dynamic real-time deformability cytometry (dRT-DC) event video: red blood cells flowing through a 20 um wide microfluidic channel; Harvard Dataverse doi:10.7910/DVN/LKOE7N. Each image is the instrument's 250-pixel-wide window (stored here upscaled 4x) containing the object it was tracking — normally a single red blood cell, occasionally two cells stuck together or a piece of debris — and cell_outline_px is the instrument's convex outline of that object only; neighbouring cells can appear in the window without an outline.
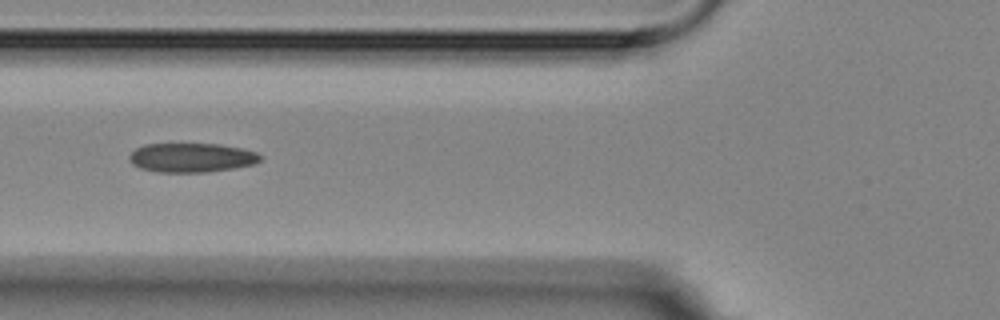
{"species": "Egyptian fruit bat (a non-hibernating species)", "species_latin": "Rousettus aegyptiacus", "temperature_condition": "room temperature", "stored_images_in_passage": 7, "camera_frame_rate_fps": 3000, "um_per_image_px": 0.085, "animal": {"sex": "female"}, "frame": {"image": 1, "passage_image": 7, "time_ms": 7.667, "image_size_px": [1000, 320], "cell_outline_px": [[260, 160], [252, 164], [232, 168], [208, 172], [156, 172], [140, 168], [132, 164], [128, 160], [128, 156], [136, 148], [144, 144], [220, 144], [240, 148], [256, 152], [260, 156]], "centroid_in_image_um": [16.22, 13.4], "position_along_channel_um": 109.6, "area_um2": 22.2}}